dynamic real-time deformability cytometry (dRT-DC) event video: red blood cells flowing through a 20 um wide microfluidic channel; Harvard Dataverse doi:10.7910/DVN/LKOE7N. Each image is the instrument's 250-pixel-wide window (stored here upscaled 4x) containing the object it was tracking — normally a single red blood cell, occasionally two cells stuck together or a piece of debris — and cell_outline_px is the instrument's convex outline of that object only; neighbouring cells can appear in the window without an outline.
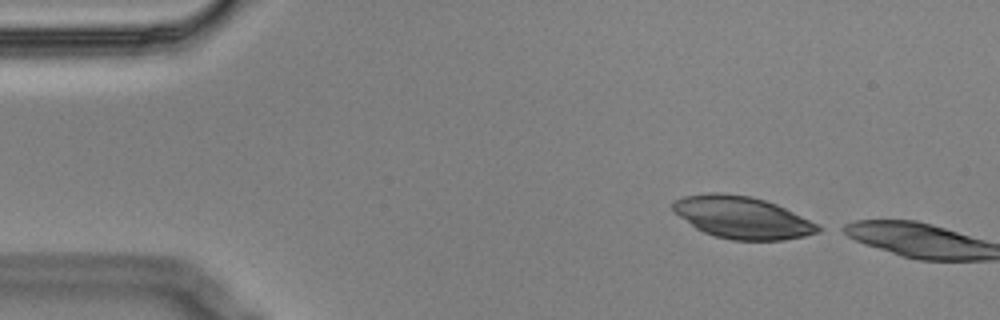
{"species": "Egyptian fruit bat (a non-hibernating species)", "species_latin": "Rousettus aegyptiacus", "temperature_condition": "cold", "stored_images_in_passage": 2, "camera_frame_rate_fps": 3000, "um_per_image_px": 0.085, "animal": {"sex": "male"}, "frame": {"image": 1, "passage_image": 1, "time_ms": 0.0, "image_size_px": [1000, 320], "cell_outline_px": [[824, 228], [820, 232], [804, 236], [784, 240], [732, 240], [716, 236], [704, 232], [696, 228], [680, 216], [672, 208], [672, 204], [676, 200], [684, 196], [708, 192], [720, 192], [748, 196], [764, 200], [776, 204]], "centroid_in_image_um": [63.08, 18.49], "position_along_channel_um": 21.9, "area_um2": 35.14}}